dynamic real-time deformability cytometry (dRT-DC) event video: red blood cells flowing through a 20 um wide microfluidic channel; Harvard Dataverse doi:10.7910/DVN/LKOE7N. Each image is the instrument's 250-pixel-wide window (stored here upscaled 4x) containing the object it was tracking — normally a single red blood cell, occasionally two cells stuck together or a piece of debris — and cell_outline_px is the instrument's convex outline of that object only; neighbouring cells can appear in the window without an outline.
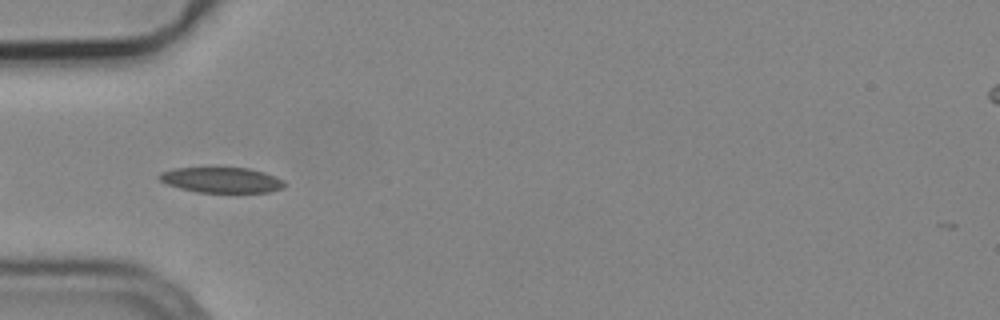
{"species": "common noctule bat (a hibernating species)", "species_latin": "Nyctalus noctula", "temperature_condition": "cold", "stored_images_in_passage": 5, "camera_frame_rate_fps": 3000, "um_per_image_px": 0.085, "animal": {"sex": "male", "body_mass_g": 19.2, "forearm_length_mm": 51.8}, "frame": {"image": 1, "passage_image": 2, "time_ms": 0.333, "image_size_px": [1000, 320], "cell_outline_px": [[284, 188], [268, 192], [196, 192], [180, 188], [168, 184], [160, 180], [156, 176], [160, 172], [172, 168], [248, 168], [264, 172], [276, 176], [284, 180]], "centroid_in_image_um": [18.82, 15.3], "position_along_channel_um": 66.2, "area_um2": 18.55}}